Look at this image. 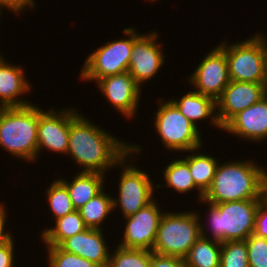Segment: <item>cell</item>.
I'll return each instance as SVG.
<instances>
[{
    "label": "cell",
    "instance_id": "cell-1",
    "mask_svg": "<svg viewBox=\"0 0 267 267\" xmlns=\"http://www.w3.org/2000/svg\"><path fill=\"white\" fill-rule=\"evenodd\" d=\"M71 107L68 152L83 169L105 175L131 150V144L111 135Z\"/></svg>",
    "mask_w": 267,
    "mask_h": 267
},
{
    "label": "cell",
    "instance_id": "cell-2",
    "mask_svg": "<svg viewBox=\"0 0 267 267\" xmlns=\"http://www.w3.org/2000/svg\"><path fill=\"white\" fill-rule=\"evenodd\" d=\"M265 167L253 160L219 162L214 179L203 200L220 204L239 200H264L266 194Z\"/></svg>",
    "mask_w": 267,
    "mask_h": 267
},
{
    "label": "cell",
    "instance_id": "cell-3",
    "mask_svg": "<svg viewBox=\"0 0 267 267\" xmlns=\"http://www.w3.org/2000/svg\"><path fill=\"white\" fill-rule=\"evenodd\" d=\"M43 111L35 103L24 107H1L0 147L15 158L30 163L36 161L39 157L37 126Z\"/></svg>",
    "mask_w": 267,
    "mask_h": 267
},
{
    "label": "cell",
    "instance_id": "cell-4",
    "mask_svg": "<svg viewBox=\"0 0 267 267\" xmlns=\"http://www.w3.org/2000/svg\"><path fill=\"white\" fill-rule=\"evenodd\" d=\"M263 200H239L220 204L200 202L208 205V224L211 235L206 233L207 229L200 222L201 236L222 242L246 240L255 231L256 213L259 204ZM212 237V238H211Z\"/></svg>",
    "mask_w": 267,
    "mask_h": 267
},
{
    "label": "cell",
    "instance_id": "cell-5",
    "mask_svg": "<svg viewBox=\"0 0 267 267\" xmlns=\"http://www.w3.org/2000/svg\"><path fill=\"white\" fill-rule=\"evenodd\" d=\"M164 212L152 248V252L164 256L184 258L192 245L200 238L201 219L196 211Z\"/></svg>",
    "mask_w": 267,
    "mask_h": 267
},
{
    "label": "cell",
    "instance_id": "cell-6",
    "mask_svg": "<svg viewBox=\"0 0 267 267\" xmlns=\"http://www.w3.org/2000/svg\"><path fill=\"white\" fill-rule=\"evenodd\" d=\"M140 146L131 144V150L118 162V166L120 169L122 168V173L119 175V196L117 199L116 197L113 198V209H117L119 206L123 218L137 213L141 208L151 203L155 199L154 188L163 187L161 184L153 186L151 176H148L147 172L132 165L133 163H128V161H132L135 153L141 152ZM129 156L131 159L128 158Z\"/></svg>",
    "mask_w": 267,
    "mask_h": 267
},
{
    "label": "cell",
    "instance_id": "cell-7",
    "mask_svg": "<svg viewBox=\"0 0 267 267\" xmlns=\"http://www.w3.org/2000/svg\"><path fill=\"white\" fill-rule=\"evenodd\" d=\"M222 42L218 46L225 52L230 80L267 83V52L263 35L254 34L238 43Z\"/></svg>",
    "mask_w": 267,
    "mask_h": 267
},
{
    "label": "cell",
    "instance_id": "cell-8",
    "mask_svg": "<svg viewBox=\"0 0 267 267\" xmlns=\"http://www.w3.org/2000/svg\"><path fill=\"white\" fill-rule=\"evenodd\" d=\"M134 27L123 29L128 38L111 40L92 51L80 70V79L86 82L113 76L128 71L133 42L141 35Z\"/></svg>",
    "mask_w": 267,
    "mask_h": 267
},
{
    "label": "cell",
    "instance_id": "cell-9",
    "mask_svg": "<svg viewBox=\"0 0 267 267\" xmlns=\"http://www.w3.org/2000/svg\"><path fill=\"white\" fill-rule=\"evenodd\" d=\"M160 100L158 110L154 114V127L164 148L186 153L202 147L199 128L188 120L171 100Z\"/></svg>",
    "mask_w": 267,
    "mask_h": 267
},
{
    "label": "cell",
    "instance_id": "cell-10",
    "mask_svg": "<svg viewBox=\"0 0 267 267\" xmlns=\"http://www.w3.org/2000/svg\"><path fill=\"white\" fill-rule=\"evenodd\" d=\"M187 80L194 91L217 101L231 81L225 52L219 46L214 47Z\"/></svg>",
    "mask_w": 267,
    "mask_h": 267
},
{
    "label": "cell",
    "instance_id": "cell-11",
    "mask_svg": "<svg viewBox=\"0 0 267 267\" xmlns=\"http://www.w3.org/2000/svg\"><path fill=\"white\" fill-rule=\"evenodd\" d=\"M154 199L137 213L126 218L123 239L118 246L129 249L151 250L155 243L157 230L164 212Z\"/></svg>",
    "mask_w": 267,
    "mask_h": 267
},
{
    "label": "cell",
    "instance_id": "cell-12",
    "mask_svg": "<svg viewBox=\"0 0 267 267\" xmlns=\"http://www.w3.org/2000/svg\"><path fill=\"white\" fill-rule=\"evenodd\" d=\"M141 34L134 42L131 51L128 72L134 80L142 86L151 80L163 67L164 52L158 43V33Z\"/></svg>",
    "mask_w": 267,
    "mask_h": 267
},
{
    "label": "cell",
    "instance_id": "cell-13",
    "mask_svg": "<svg viewBox=\"0 0 267 267\" xmlns=\"http://www.w3.org/2000/svg\"><path fill=\"white\" fill-rule=\"evenodd\" d=\"M267 96V83L231 80L216 101L217 118L223 127L234 115Z\"/></svg>",
    "mask_w": 267,
    "mask_h": 267
},
{
    "label": "cell",
    "instance_id": "cell-14",
    "mask_svg": "<svg viewBox=\"0 0 267 267\" xmlns=\"http://www.w3.org/2000/svg\"><path fill=\"white\" fill-rule=\"evenodd\" d=\"M96 83L107 101L114 109H117L116 111L120 112L125 118H134L138 110L142 87L128 71L103 77Z\"/></svg>",
    "mask_w": 267,
    "mask_h": 267
},
{
    "label": "cell",
    "instance_id": "cell-15",
    "mask_svg": "<svg viewBox=\"0 0 267 267\" xmlns=\"http://www.w3.org/2000/svg\"><path fill=\"white\" fill-rule=\"evenodd\" d=\"M38 155L48 151L67 155L70 133V108L61 111L55 108L39 115L37 126Z\"/></svg>",
    "mask_w": 267,
    "mask_h": 267
},
{
    "label": "cell",
    "instance_id": "cell-16",
    "mask_svg": "<svg viewBox=\"0 0 267 267\" xmlns=\"http://www.w3.org/2000/svg\"><path fill=\"white\" fill-rule=\"evenodd\" d=\"M223 130L245 141L255 143L265 141L267 139V96L234 115L222 127Z\"/></svg>",
    "mask_w": 267,
    "mask_h": 267
},
{
    "label": "cell",
    "instance_id": "cell-17",
    "mask_svg": "<svg viewBox=\"0 0 267 267\" xmlns=\"http://www.w3.org/2000/svg\"><path fill=\"white\" fill-rule=\"evenodd\" d=\"M3 57L0 54V107H24L32 104L21 98L30 93L32 87V83L26 79L24 68L12 65Z\"/></svg>",
    "mask_w": 267,
    "mask_h": 267
},
{
    "label": "cell",
    "instance_id": "cell-18",
    "mask_svg": "<svg viewBox=\"0 0 267 267\" xmlns=\"http://www.w3.org/2000/svg\"><path fill=\"white\" fill-rule=\"evenodd\" d=\"M102 229L86 230L64 240L59 247L69 253L76 254L100 267H107L110 253Z\"/></svg>",
    "mask_w": 267,
    "mask_h": 267
},
{
    "label": "cell",
    "instance_id": "cell-19",
    "mask_svg": "<svg viewBox=\"0 0 267 267\" xmlns=\"http://www.w3.org/2000/svg\"><path fill=\"white\" fill-rule=\"evenodd\" d=\"M171 101L196 127L197 121L199 122V120L202 121L210 118V124L222 130V126L219 124L217 118V113H215L217 112L216 101L211 97L202 95L193 90L185 93L181 98H174Z\"/></svg>",
    "mask_w": 267,
    "mask_h": 267
},
{
    "label": "cell",
    "instance_id": "cell-20",
    "mask_svg": "<svg viewBox=\"0 0 267 267\" xmlns=\"http://www.w3.org/2000/svg\"><path fill=\"white\" fill-rule=\"evenodd\" d=\"M73 180H59L66 186L75 210L81 209L89 200L99 194L105 187V175L96 172L78 171Z\"/></svg>",
    "mask_w": 267,
    "mask_h": 267
},
{
    "label": "cell",
    "instance_id": "cell-21",
    "mask_svg": "<svg viewBox=\"0 0 267 267\" xmlns=\"http://www.w3.org/2000/svg\"><path fill=\"white\" fill-rule=\"evenodd\" d=\"M79 210H74L67 215L55 220L54 227L42 230L41 241L45 245L59 246L64 240L86 230Z\"/></svg>",
    "mask_w": 267,
    "mask_h": 267
},
{
    "label": "cell",
    "instance_id": "cell-22",
    "mask_svg": "<svg viewBox=\"0 0 267 267\" xmlns=\"http://www.w3.org/2000/svg\"><path fill=\"white\" fill-rule=\"evenodd\" d=\"M201 148L202 147H199L198 149L189 151L190 154H192L182 159L188 164L195 185L205 193L214 179L220 160H216L215 157L209 154H201ZM198 150L199 152L196 154L195 152Z\"/></svg>",
    "mask_w": 267,
    "mask_h": 267
},
{
    "label": "cell",
    "instance_id": "cell-23",
    "mask_svg": "<svg viewBox=\"0 0 267 267\" xmlns=\"http://www.w3.org/2000/svg\"><path fill=\"white\" fill-rule=\"evenodd\" d=\"M221 242L202 236L183 258L186 267H220Z\"/></svg>",
    "mask_w": 267,
    "mask_h": 267
},
{
    "label": "cell",
    "instance_id": "cell-24",
    "mask_svg": "<svg viewBox=\"0 0 267 267\" xmlns=\"http://www.w3.org/2000/svg\"><path fill=\"white\" fill-rule=\"evenodd\" d=\"M166 187L173 188L176 193H188L198 190L199 202L203 200L204 193L195 185L188 164L181 158L170 161L163 171Z\"/></svg>",
    "mask_w": 267,
    "mask_h": 267
},
{
    "label": "cell",
    "instance_id": "cell-25",
    "mask_svg": "<svg viewBox=\"0 0 267 267\" xmlns=\"http://www.w3.org/2000/svg\"><path fill=\"white\" fill-rule=\"evenodd\" d=\"M113 196L103 189L79 209L82 219L88 228L103 229L104 220L113 212Z\"/></svg>",
    "mask_w": 267,
    "mask_h": 267
},
{
    "label": "cell",
    "instance_id": "cell-26",
    "mask_svg": "<svg viewBox=\"0 0 267 267\" xmlns=\"http://www.w3.org/2000/svg\"><path fill=\"white\" fill-rule=\"evenodd\" d=\"M115 252L110 253L107 267H149L152 251L129 249L117 245Z\"/></svg>",
    "mask_w": 267,
    "mask_h": 267
},
{
    "label": "cell",
    "instance_id": "cell-27",
    "mask_svg": "<svg viewBox=\"0 0 267 267\" xmlns=\"http://www.w3.org/2000/svg\"><path fill=\"white\" fill-rule=\"evenodd\" d=\"M45 195L55 220L75 210L66 186L58 178L51 182Z\"/></svg>",
    "mask_w": 267,
    "mask_h": 267
},
{
    "label": "cell",
    "instance_id": "cell-28",
    "mask_svg": "<svg viewBox=\"0 0 267 267\" xmlns=\"http://www.w3.org/2000/svg\"><path fill=\"white\" fill-rule=\"evenodd\" d=\"M220 267H249L246 240L221 243Z\"/></svg>",
    "mask_w": 267,
    "mask_h": 267
},
{
    "label": "cell",
    "instance_id": "cell-29",
    "mask_svg": "<svg viewBox=\"0 0 267 267\" xmlns=\"http://www.w3.org/2000/svg\"><path fill=\"white\" fill-rule=\"evenodd\" d=\"M49 267H100L79 255L62 250L59 246H46Z\"/></svg>",
    "mask_w": 267,
    "mask_h": 267
},
{
    "label": "cell",
    "instance_id": "cell-30",
    "mask_svg": "<svg viewBox=\"0 0 267 267\" xmlns=\"http://www.w3.org/2000/svg\"><path fill=\"white\" fill-rule=\"evenodd\" d=\"M249 267H267V238L251 234L246 239Z\"/></svg>",
    "mask_w": 267,
    "mask_h": 267
},
{
    "label": "cell",
    "instance_id": "cell-31",
    "mask_svg": "<svg viewBox=\"0 0 267 267\" xmlns=\"http://www.w3.org/2000/svg\"><path fill=\"white\" fill-rule=\"evenodd\" d=\"M254 234L267 238V197L258 206Z\"/></svg>",
    "mask_w": 267,
    "mask_h": 267
},
{
    "label": "cell",
    "instance_id": "cell-32",
    "mask_svg": "<svg viewBox=\"0 0 267 267\" xmlns=\"http://www.w3.org/2000/svg\"><path fill=\"white\" fill-rule=\"evenodd\" d=\"M149 267H186L184 259L176 256H164L152 252Z\"/></svg>",
    "mask_w": 267,
    "mask_h": 267
},
{
    "label": "cell",
    "instance_id": "cell-33",
    "mask_svg": "<svg viewBox=\"0 0 267 267\" xmlns=\"http://www.w3.org/2000/svg\"><path fill=\"white\" fill-rule=\"evenodd\" d=\"M13 235L0 246V267H14L15 243Z\"/></svg>",
    "mask_w": 267,
    "mask_h": 267
},
{
    "label": "cell",
    "instance_id": "cell-34",
    "mask_svg": "<svg viewBox=\"0 0 267 267\" xmlns=\"http://www.w3.org/2000/svg\"><path fill=\"white\" fill-rule=\"evenodd\" d=\"M35 5L36 3L34 0H0V9L3 11V8H6L8 12L11 11L15 13V15H19V13L23 12L25 9L35 8Z\"/></svg>",
    "mask_w": 267,
    "mask_h": 267
},
{
    "label": "cell",
    "instance_id": "cell-35",
    "mask_svg": "<svg viewBox=\"0 0 267 267\" xmlns=\"http://www.w3.org/2000/svg\"><path fill=\"white\" fill-rule=\"evenodd\" d=\"M3 203H0V246L5 243L12 235L8 231L6 232L5 223L7 218V210Z\"/></svg>",
    "mask_w": 267,
    "mask_h": 267
},
{
    "label": "cell",
    "instance_id": "cell-36",
    "mask_svg": "<svg viewBox=\"0 0 267 267\" xmlns=\"http://www.w3.org/2000/svg\"><path fill=\"white\" fill-rule=\"evenodd\" d=\"M264 37H265V35H263V39H264V41H265L266 52H267V39H266V38H264Z\"/></svg>",
    "mask_w": 267,
    "mask_h": 267
},
{
    "label": "cell",
    "instance_id": "cell-37",
    "mask_svg": "<svg viewBox=\"0 0 267 267\" xmlns=\"http://www.w3.org/2000/svg\"><path fill=\"white\" fill-rule=\"evenodd\" d=\"M265 178H266V183H267V170L265 169Z\"/></svg>",
    "mask_w": 267,
    "mask_h": 267
}]
</instances>
